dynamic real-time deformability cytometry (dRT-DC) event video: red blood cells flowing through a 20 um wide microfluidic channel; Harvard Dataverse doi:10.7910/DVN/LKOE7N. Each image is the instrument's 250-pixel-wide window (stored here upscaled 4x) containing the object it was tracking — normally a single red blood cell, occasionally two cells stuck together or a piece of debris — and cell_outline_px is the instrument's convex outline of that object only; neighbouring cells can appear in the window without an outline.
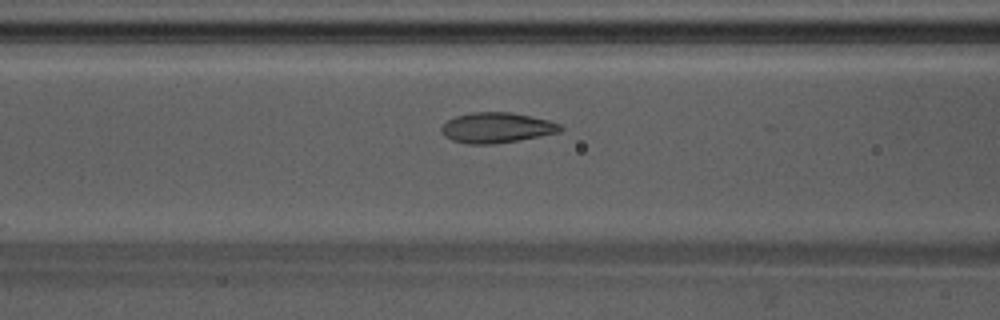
{"species": "Egyptian fruit bat (a non-hibernating species)", "species_latin": "Rousettus aegyptiacus", "temperature_condition": "warm", "stored_images_in_passage": 42, "camera_frame_rate_fps": 3000, "um_per_image_px": 0.085, "animal": {"sex": "male"}, "frame": {"image": 1, "passage_image": 10, "time_ms": 3.0, "image_size_px": [1000, 320], "cell_outline_px": [[564, 128], [560, 132], [540, 136], [492, 144], [468, 144], [452, 140], [444, 136], [440, 128], [448, 120], [456, 116], [472, 112], [512, 112], [548, 120], [560, 124]], "centroid_in_image_um": [42.21, 10.85], "position_along_channel_um": 124.4, "area_um2": 20.92}}
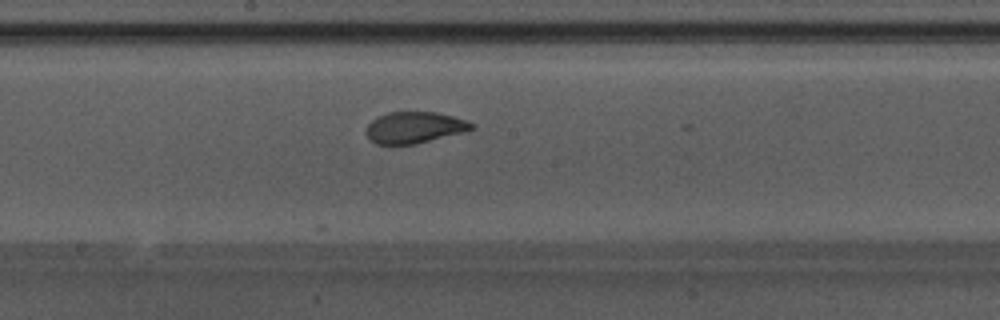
{"frame": {"image": 2, "passage_image": 17, "time_ms": 5.333, "image_size_px": [1000, 320], "cell_outline_px": [[476, 128], [416, 144], [376, 144], [368, 136], [368, 124], [376, 116], [388, 112], [436, 112], [452, 116], [476, 124]], "centroid_in_image_um": [35.23, 10.82], "position_along_channel_um": 213.0, "area_um2": 19.02}}
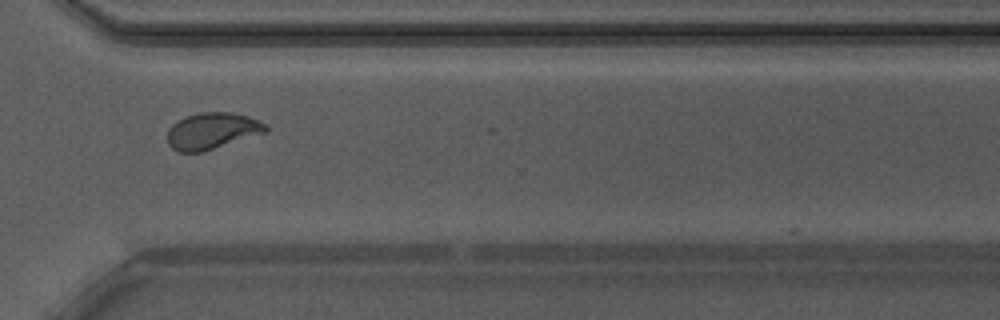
{"frame": {"image": 3, "passage_image": 28, "time_ms": 9.0, "image_size_px": [1000, 320], "cell_outline_px": [[268, 132], [200, 152], [176, 152], [168, 144], [168, 128], [172, 124], [188, 116], [200, 112], [232, 112], [248, 116], [268, 124]], "centroid_in_image_um": [18.05, 11.12], "position_along_channel_um": 352.5, "area_um2": 20.87}, "authors_computed_cell_mechanics": {"area_um2": 20.5479, "velocity_mm_per_s": 3.8098, "shape_relaxation_time_tau1_ms": 4.4881, "shape_relaxation_time_tau2_ms": null, "deformation_change_tau1": 0.1704, "deformation_change_tau2": null}}